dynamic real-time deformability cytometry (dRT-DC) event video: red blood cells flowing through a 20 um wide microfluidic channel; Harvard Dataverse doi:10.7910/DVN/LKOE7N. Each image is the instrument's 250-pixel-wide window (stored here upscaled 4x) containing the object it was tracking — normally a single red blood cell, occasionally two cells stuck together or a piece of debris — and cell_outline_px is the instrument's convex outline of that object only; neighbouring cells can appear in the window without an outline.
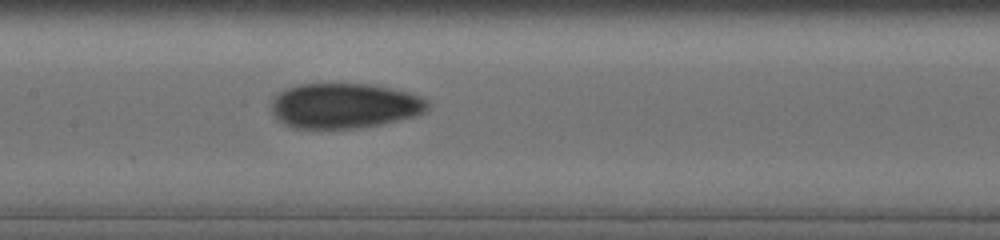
{"species": "human", "species_latin": "Homo sapiens", "temperature_condition": "cold", "stored_images_in_passage": 43, "camera_frame_rate_fps": 3000, "um_per_image_px": 0.085, "donor": {"sex": "male"}, "frame": {"image": 1, "passage_image": 15, "time_ms": 7.667, "image_size_px": [1000, 240], "cell_outline_px": [[432, 104], [424, 112], [416, 116], [380, 124], [360, 128], [292, 128], [276, 120], [272, 112], [272, 96], [284, 88], [296, 84], [372, 84], [408, 92], [420, 96], [428, 100]], "centroid_in_image_um": [29.25, 8.98], "position_along_channel_um": 178.1, "area_um2": 41.62}}
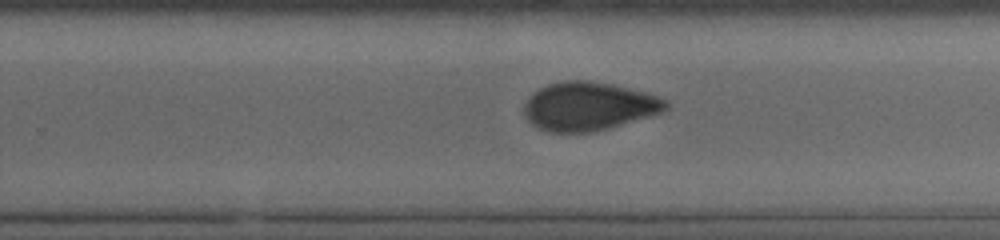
{"frame": {"image": 2, "passage_image": 26, "time_ms": 10.333, "image_size_px": [1000, 240], "cell_outline_px": [[668, 108], [664, 112], [652, 116], [608, 128], [592, 132], [552, 132], [536, 128], [524, 116], [524, 104], [540, 88], [548, 84], [564, 80], [588, 80], [612, 84], [648, 92], [668, 100]], "centroid_in_image_um": [50.09, 9.03], "position_along_channel_um": 279.7, "area_um2": 40.23}}
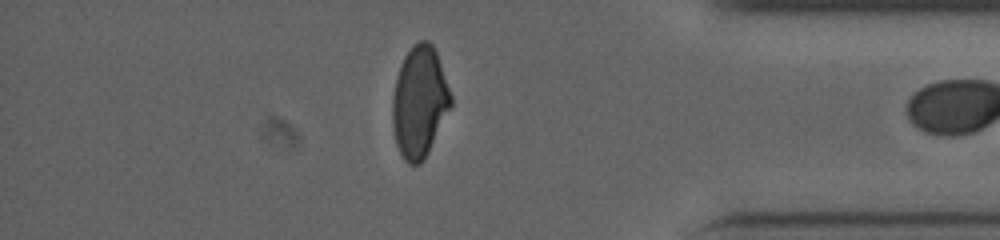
{"frame": {"image": 3, "passage_image": 42, "time_ms": 14.0, "image_size_px": [1000, 240], "cell_outline_px": [[452, 104], [428, 152], [420, 164], [408, 164], [404, 160], [396, 144], [392, 128], [392, 100], [396, 76], [404, 56], [420, 40], [428, 40], [432, 44], [436, 52], [452, 96]], "centroid_in_image_um": [35.64, 8.68], "position_along_channel_um": 399.6, "area_um2": 37.57}}